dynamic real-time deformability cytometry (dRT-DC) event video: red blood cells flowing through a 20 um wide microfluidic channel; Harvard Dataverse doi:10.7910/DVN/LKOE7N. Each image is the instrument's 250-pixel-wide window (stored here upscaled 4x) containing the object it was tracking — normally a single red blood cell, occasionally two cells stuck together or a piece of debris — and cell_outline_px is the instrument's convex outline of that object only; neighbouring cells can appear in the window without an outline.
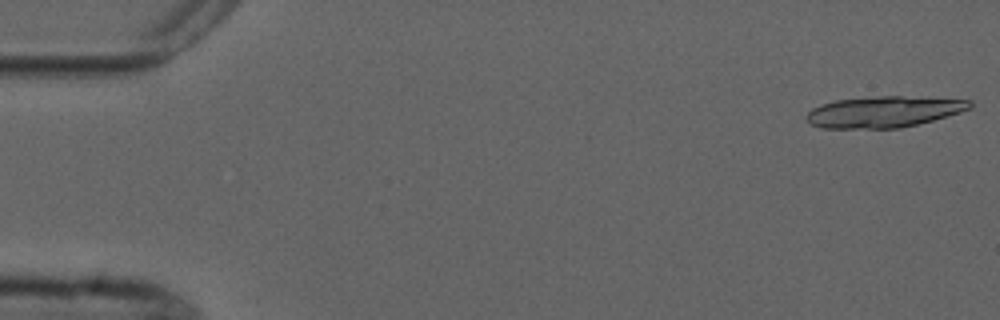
{"species": "common noctule bat (a hibernating species)", "species_latin": "Nyctalus noctula", "temperature_condition": "cold", "stored_images_in_passage": 6, "camera_frame_rate_fps": 3000, "um_per_image_px": 0.085, "animal": {"sex": "male", "forearm_length_mm": 52.5}, "frame": {"image": 1, "passage_image": 1, "time_ms": 0.0, "image_size_px": [1000, 320], "cell_outline_px": [[972, 108], [960, 112], [932, 120], [900, 128], [820, 128], [812, 124], [804, 116], [812, 108], [820, 104], [836, 100], [880, 96], [900, 96], [972, 100]], "centroid_in_image_um": [75.1, 9.5], "position_along_channel_um": 9.9, "area_um2": 29.48}}
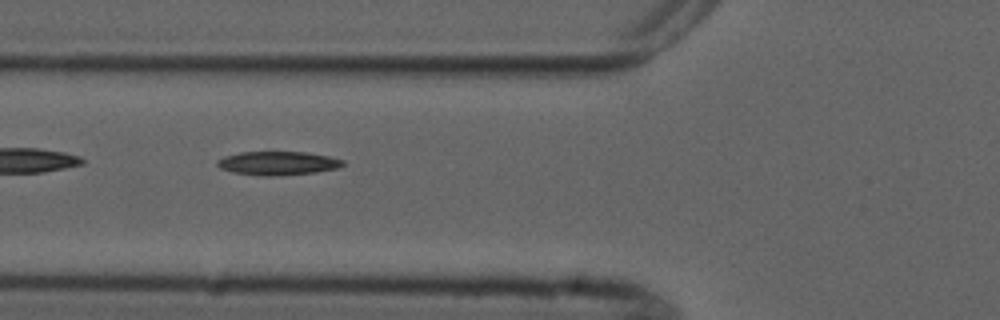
{"frame": {"image": 2, "passage_image": 5, "time_ms": 6.333, "image_size_px": [1000, 320], "cell_outline_px": [[344, 164], [340, 168], [316, 172], [276, 176], [264, 176], [232, 172], [220, 168], [216, 164], [216, 160], [224, 156], [240, 152], [308, 152], [328, 156], [344, 160]], "centroid_in_image_um": [23.62, 13.87], "position_along_channel_um": 102.2, "area_um2": 17.46}}